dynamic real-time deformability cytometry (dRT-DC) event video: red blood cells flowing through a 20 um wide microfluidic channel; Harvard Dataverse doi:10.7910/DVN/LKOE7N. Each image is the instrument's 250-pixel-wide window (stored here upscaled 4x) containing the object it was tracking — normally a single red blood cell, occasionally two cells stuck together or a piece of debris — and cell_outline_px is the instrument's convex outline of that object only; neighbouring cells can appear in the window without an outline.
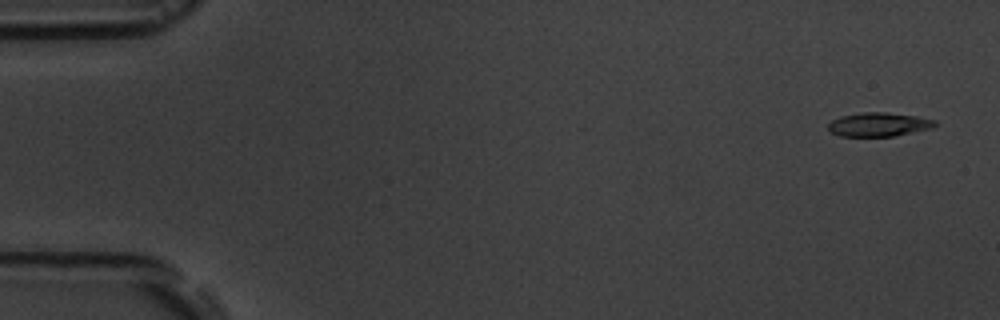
{"species": "common noctule bat (a hibernating species)", "species_latin": "Nyctalus noctula", "temperature_condition": "room temperature", "stored_images_in_passage": 6, "camera_frame_rate_fps": 3000, "um_per_image_px": 0.085, "animal": {"sex": "male", "body_mass_g": 19.5, "forearm_length_mm": 54.6}, "frame": {"image": 1, "passage_image": 1, "time_ms": 0.0, "image_size_px": [1000, 320], "cell_outline_px": [[936, 124], [932, 128], [892, 136], [840, 136], [832, 132], [828, 128], [828, 124], [832, 120], [840, 116], [860, 112], [884, 112], [916, 116], [936, 120]], "centroid_in_image_um": [74.67, 10.57], "position_along_channel_um": 10.3, "area_um2": 14.74}}